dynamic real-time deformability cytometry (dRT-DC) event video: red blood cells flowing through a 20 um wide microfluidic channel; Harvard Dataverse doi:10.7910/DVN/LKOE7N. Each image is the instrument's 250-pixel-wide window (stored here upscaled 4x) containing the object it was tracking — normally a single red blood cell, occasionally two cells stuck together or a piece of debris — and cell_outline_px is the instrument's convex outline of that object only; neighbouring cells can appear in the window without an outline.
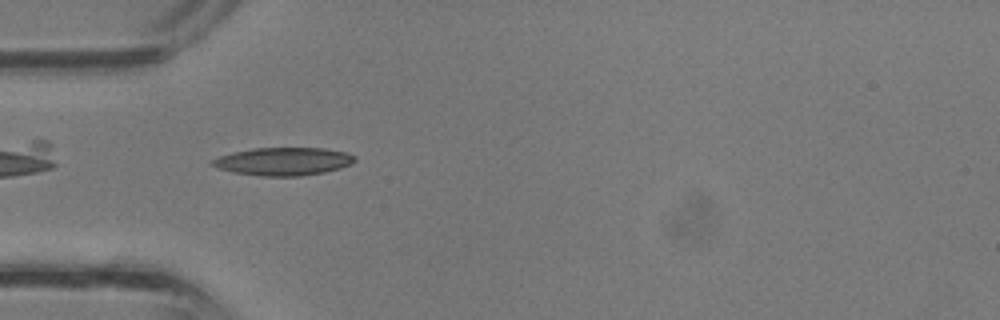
{"species": "common noctule bat (a hibernating species)", "species_latin": "Nyctalus noctula", "temperature_condition": "room temperature", "stored_images_in_passage": 16, "camera_frame_rate_fps": 3000, "um_per_image_px": 0.085, "animal": {"sex": "male", "body_mass_g": 13.3}, "frame": {"image": 1, "passage_image": 1, "time_ms": 0.0, "image_size_px": [1000, 320], "cell_outline_px": [[356, 160], [352, 164], [340, 168], [324, 172], [300, 176], [260, 176], [232, 172], [208, 164], [212, 160], [220, 156], [232, 152], [252, 148], [324, 148], [348, 152], [356, 156]], "centroid_in_image_um": [24.11, 13.71], "position_along_channel_um": 60.9, "area_um2": 23.35}}
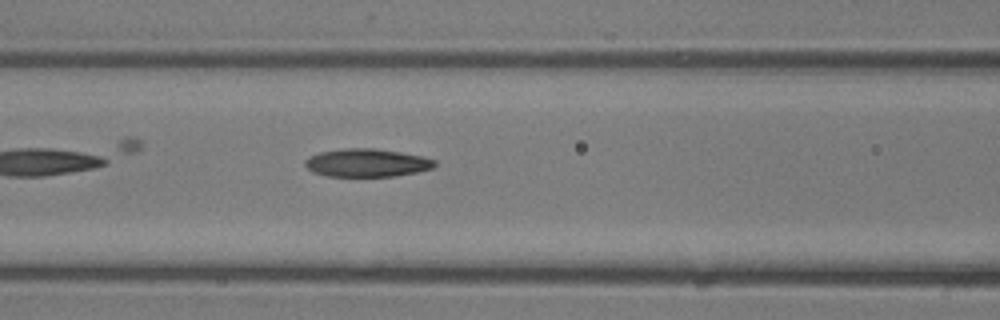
{"frame": {"image": 2, "passage_image": 5, "time_ms": 1.333, "image_size_px": [1000, 320], "cell_outline_px": [[436, 164], [432, 168], [416, 172], [392, 176], [328, 176], [312, 172], [304, 164], [304, 160], [320, 152], [344, 148], [376, 148], [424, 156], [436, 160]], "centroid_in_image_um": [31.19, 13.83], "position_along_channel_um": 135.4, "area_um2": 21.15}}
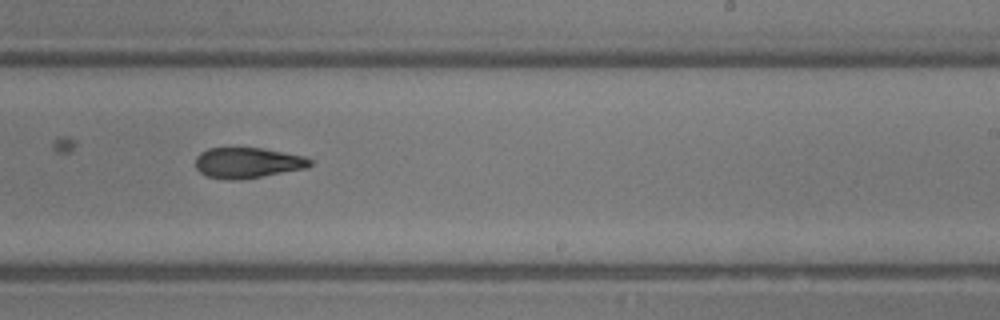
{"frame": {"image": 3, "passage_image": 12, "time_ms": 3.667, "image_size_px": [1000, 320], "cell_outline_px": [[312, 164], [308, 168], [236, 180], [228, 180], [204, 176], [196, 168], [196, 156], [200, 152], [208, 148], [260, 148], [284, 152], [304, 156], [312, 160]], "centroid_in_image_um": [21.03, 13.84], "position_along_channel_um": 268.0, "area_um2": 20.4}}